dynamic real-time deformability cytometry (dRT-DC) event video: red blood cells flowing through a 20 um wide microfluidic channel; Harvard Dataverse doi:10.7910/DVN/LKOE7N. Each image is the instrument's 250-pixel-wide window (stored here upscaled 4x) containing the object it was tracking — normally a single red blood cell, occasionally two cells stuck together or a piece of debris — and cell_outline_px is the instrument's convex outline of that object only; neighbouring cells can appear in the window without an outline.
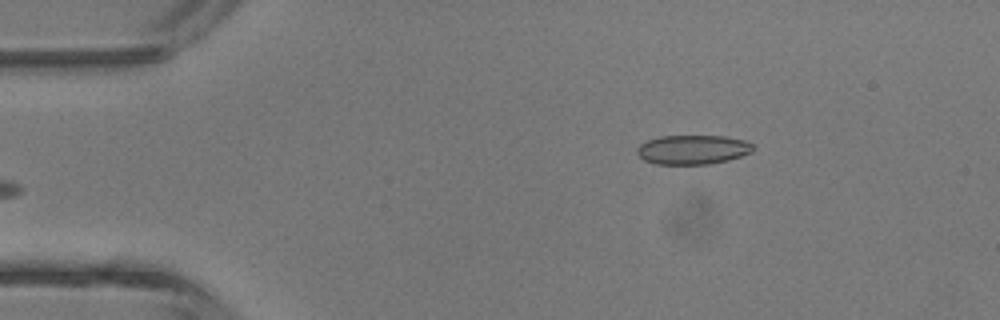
{"species": "common noctule bat (a hibernating species)", "species_latin": "Nyctalus noctula", "temperature_condition": "room temperature", "stored_images_in_passage": 2, "camera_frame_rate_fps": 3000, "um_per_image_px": 0.085, "animal": {"sex": "male", "body_mass_g": 13.3}, "frame": {"image": 1, "passage_image": 2, "time_ms": 1.0, "image_size_px": [1000, 320], "cell_outline_px": [[756, 148], [752, 152], [728, 160], [708, 164], [656, 164], [644, 160], [636, 152], [636, 148], [640, 144], [648, 140], [660, 136], [724, 136], [744, 140], [756, 144]], "centroid_in_image_um": [58.91, 12.71], "position_along_channel_um": 26.1, "area_um2": 19.94}}